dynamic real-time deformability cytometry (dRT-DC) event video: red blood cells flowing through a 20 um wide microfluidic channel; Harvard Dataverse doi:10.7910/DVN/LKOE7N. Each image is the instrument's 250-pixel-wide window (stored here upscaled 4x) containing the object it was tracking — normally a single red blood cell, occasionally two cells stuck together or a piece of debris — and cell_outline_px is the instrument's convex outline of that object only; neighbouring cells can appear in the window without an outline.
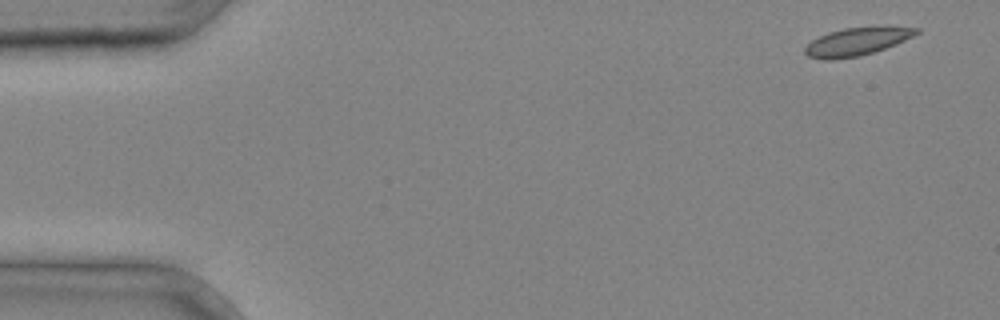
{"species": "common noctule bat (a hibernating species)", "species_latin": "Nyctalus noctula", "temperature_condition": "cold", "stored_images_in_passage": 4, "camera_frame_rate_fps": 3000, "um_per_image_px": 0.085, "animal": {"sex": "male", "body_mass_g": 20.4}, "frame": {"image": 1, "passage_image": 1, "time_ms": 0.0, "image_size_px": [1000, 320], "cell_outline_px": [[920, 32], [896, 44], [860, 56], [832, 60], [824, 60], [808, 56], [804, 52], [804, 48], [812, 40], [828, 32], [844, 28], [884, 24], [920, 28]], "centroid_in_image_um": [72.88, 3.49], "position_along_channel_um": 12.1, "area_um2": 18.61}}
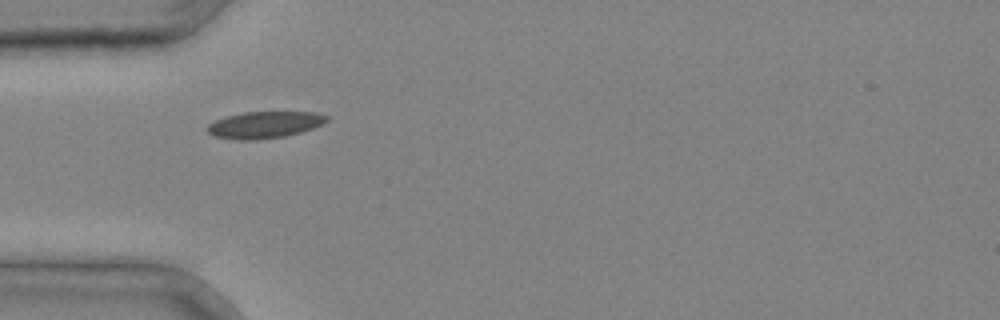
{"frame": {"image": 2, "passage_image": 3, "time_ms": 0.667, "image_size_px": [1000, 320], "cell_outline_px": [[328, 120], [312, 128], [300, 132], [284, 136], [256, 140], [236, 140], [212, 136], [204, 128], [208, 124], [216, 120], [228, 116], [244, 112], [316, 112], [328, 116]], "centroid_in_image_um": [22.43, 10.61], "position_along_channel_um": 62.6, "area_um2": 18.55}}